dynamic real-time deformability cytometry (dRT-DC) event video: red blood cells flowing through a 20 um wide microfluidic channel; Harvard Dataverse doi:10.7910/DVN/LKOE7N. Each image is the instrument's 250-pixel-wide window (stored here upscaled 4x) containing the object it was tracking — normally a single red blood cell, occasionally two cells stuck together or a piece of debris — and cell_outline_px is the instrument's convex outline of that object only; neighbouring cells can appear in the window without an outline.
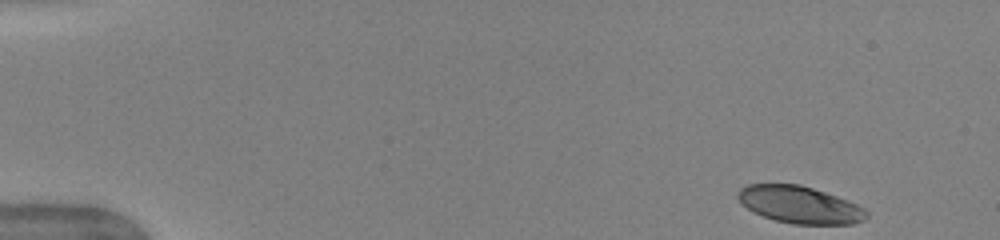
{"species": "human", "species_latin": "Homo sapiens", "temperature_condition": "warm", "stored_images_in_passage": 48, "camera_frame_rate_fps": 3000, "um_per_image_px": 0.085, "donor": {"sex": "female"}, "frame": {"image": 1, "passage_image": 1, "time_ms": 0.0, "image_size_px": [1000, 240], "cell_outline_px": [[868, 216], [864, 220], [852, 224], [792, 224], [776, 220], [752, 212], [740, 204], [736, 196], [736, 192], [740, 188], [748, 184], [800, 184], [848, 200], [864, 208], [868, 212]], "centroid_in_image_um": [67.93, 17.4], "position_along_channel_um": 17.1, "area_um2": 27.98}}
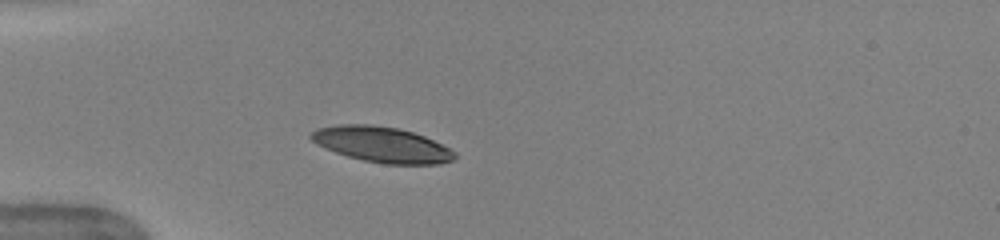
{"frame": {"image": 2, "passage_image": 12, "time_ms": 3.667, "image_size_px": [1000, 240], "cell_outline_px": [[456, 156], [452, 160], [440, 164], [384, 164], [364, 160], [348, 156], [336, 152], [316, 144], [308, 136], [316, 128], [336, 124], [368, 124], [396, 128], [412, 132], [424, 136], [456, 152]], "centroid_in_image_um": [32.42, 12.28], "position_along_channel_um": 52.6, "area_um2": 29.54}}
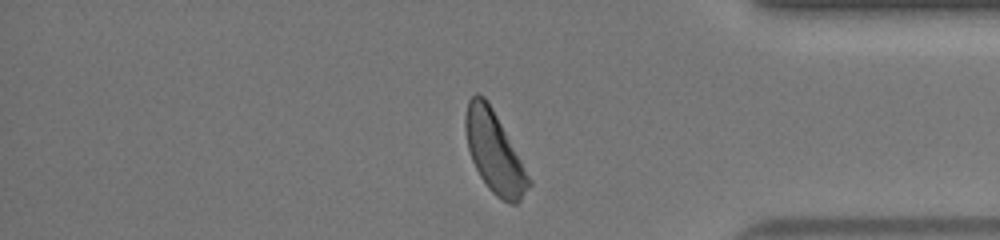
{"frame": {"image": 3, "passage_image": 40, "time_ms": 13.0, "image_size_px": [1000, 240], "cell_outline_px": [[532, 184], [520, 200], [516, 204], [508, 204], [496, 196], [488, 188], [480, 176], [472, 160], [468, 148], [464, 128], [464, 116], [468, 100], [476, 92], [484, 96], [488, 100], [532, 180]], "centroid_in_image_um": [42.01, 12.93], "position_along_channel_um": 393.2, "area_um2": 29.94}, "authors_computed_cell_mechanics": {"area_um2": 30.1716, "velocity_mm_per_s": 3.9756, "shape_relaxation_time_tau1_ms": 2.7162, "shape_relaxation_time_tau2_ms": 1.3804, "deformation_change_tau1": 0.1352, "deformation_change_tau2": 0.0631}}